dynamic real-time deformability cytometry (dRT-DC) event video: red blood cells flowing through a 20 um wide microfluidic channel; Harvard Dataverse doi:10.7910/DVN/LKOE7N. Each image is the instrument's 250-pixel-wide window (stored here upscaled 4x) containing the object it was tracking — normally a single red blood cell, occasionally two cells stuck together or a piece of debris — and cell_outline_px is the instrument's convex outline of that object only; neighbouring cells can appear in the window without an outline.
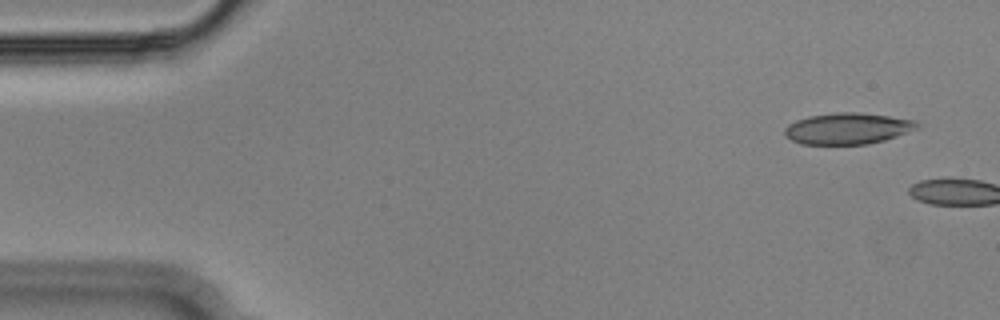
{"species": "Egyptian fruit bat (a non-hibernating species)", "species_latin": "Rousettus aegyptiacus", "temperature_condition": "cold", "stored_images_in_passage": 5, "camera_frame_rate_fps": 3000, "um_per_image_px": 0.085, "animal": {"sex": "male"}, "frame": {"image": 1, "passage_image": 3, "time_ms": 0.667, "image_size_px": [1000, 320], "cell_outline_px": [[920, 128], [884, 140], [868, 144], [800, 144], [784, 136], [784, 128], [788, 124], [796, 120], [808, 116], [836, 112], [860, 112], [916, 120], [920, 124]], "centroid_in_image_um": [72.05, 10.92], "position_along_channel_um": 13.0, "area_um2": 24.33}}